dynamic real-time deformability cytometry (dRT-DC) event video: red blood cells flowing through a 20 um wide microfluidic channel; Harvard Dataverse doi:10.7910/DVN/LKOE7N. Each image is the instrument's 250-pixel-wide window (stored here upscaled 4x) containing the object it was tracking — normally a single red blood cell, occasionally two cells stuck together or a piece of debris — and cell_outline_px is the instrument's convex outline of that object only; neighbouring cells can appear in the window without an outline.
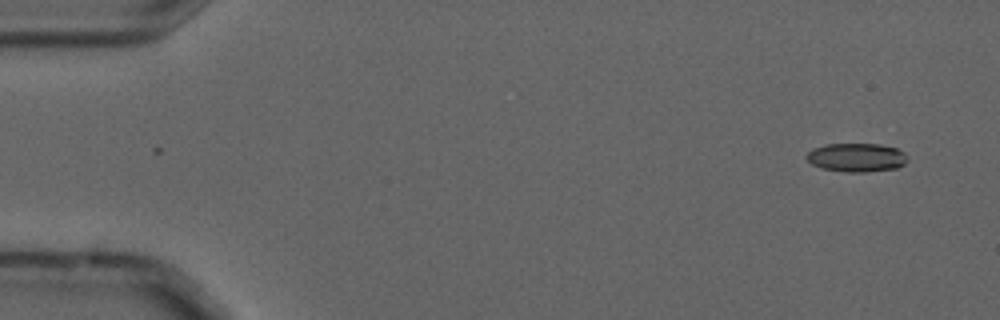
{"species": "common noctule bat (a hibernating species)", "species_latin": "Nyctalus noctula", "temperature_condition": "cold", "stored_images_in_passage": 4, "camera_frame_rate_fps": 3000, "um_per_image_px": 0.085, "animal": {"sex": "male", "forearm_length_mm": 52.5}, "frame": {"image": 1, "passage_image": 1, "time_ms": 0.0, "image_size_px": [1000, 320], "cell_outline_px": [[908, 160], [904, 164], [896, 168], [864, 172], [848, 172], [820, 168], [812, 164], [804, 156], [812, 148], [824, 144], [880, 144], [896, 148], [904, 152]], "centroid_in_image_um": [72.78, 13.38], "position_along_channel_um": 12.2, "area_um2": 16.94}}